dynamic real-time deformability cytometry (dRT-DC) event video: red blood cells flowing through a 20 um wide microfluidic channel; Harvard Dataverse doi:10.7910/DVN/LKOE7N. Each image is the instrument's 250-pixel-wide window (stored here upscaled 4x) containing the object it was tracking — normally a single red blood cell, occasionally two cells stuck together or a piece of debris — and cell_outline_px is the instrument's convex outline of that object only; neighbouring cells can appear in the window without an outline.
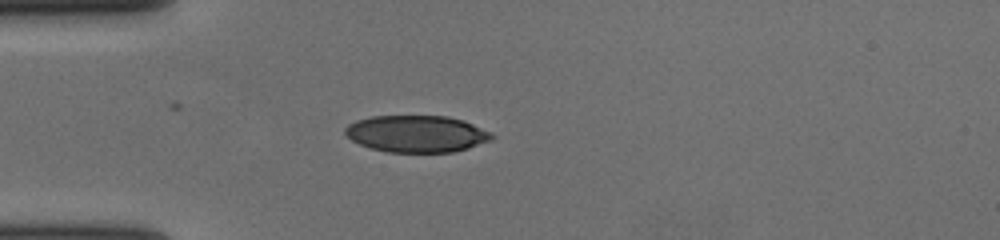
{"species": "human", "species_latin": "Homo sapiens", "temperature_condition": "cold", "stored_images_in_passage": 42, "camera_frame_rate_fps": 3000, "um_per_image_px": 0.085, "donor": {"sex": "female"}, "frame": {"image": 1, "passage_image": 1, "time_ms": 0.0, "image_size_px": [1000, 240], "cell_outline_px": [[496, 136], [492, 140], [468, 148], [452, 152], [388, 152], [372, 148], [360, 144], [352, 140], [344, 132], [344, 128], [348, 124], [356, 120], [372, 116], [448, 116], [464, 120], [492, 132]], "centroid_in_image_um": [35.44, 11.37], "position_along_channel_um": 49.6, "area_um2": 31.62}}
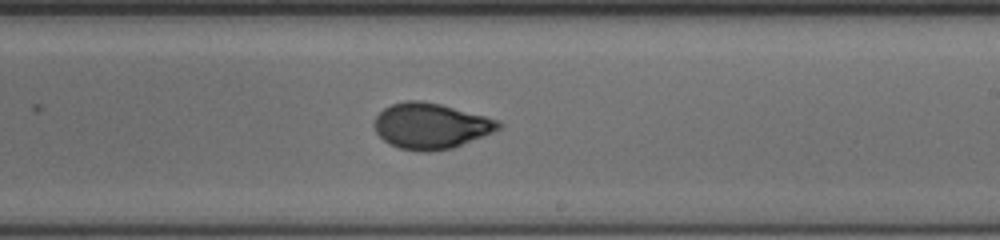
{"frame": {"image": 2, "passage_image": 19, "time_ms": 6.0, "image_size_px": [1000, 240], "cell_outline_px": [[504, 124], [500, 128], [492, 132], [452, 148], [428, 152], [420, 152], [400, 148], [388, 144], [376, 132], [372, 124], [376, 116], [384, 108], [392, 104], [404, 100], [424, 100], [440, 104], [500, 120]], "centroid_in_image_um": [36.59, 10.7], "position_along_channel_um": 252.4, "area_um2": 33.18}}
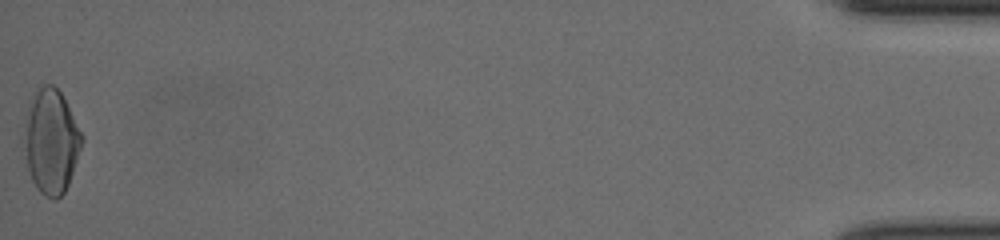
{"frame": {"image": 3, "passage_image": 42, "time_ms": 13.667, "image_size_px": [1000, 240], "cell_outline_px": [[84, 140], [68, 184], [64, 192], [56, 200], [52, 200], [44, 196], [36, 188], [32, 180], [28, 168], [24, 120], [28, 108], [36, 88], [44, 84], [52, 84], [60, 92], [84, 136]], "centroid_in_image_um": [4.36, 12.02], "position_along_channel_um": 430.8, "area_um2": 34.68}, "authors_computed_cell_mechanics": {"area_um2": 32.7726, "velocity_mm_per_s": 3.6237, "shape_relaxation_time_tau1_ms": 5.7523, "shape_relaxation_time_tau2_ms": 0.969, "deformation_change_tau1": 0.1973, "deformation_change_tau2": 0.0508}}